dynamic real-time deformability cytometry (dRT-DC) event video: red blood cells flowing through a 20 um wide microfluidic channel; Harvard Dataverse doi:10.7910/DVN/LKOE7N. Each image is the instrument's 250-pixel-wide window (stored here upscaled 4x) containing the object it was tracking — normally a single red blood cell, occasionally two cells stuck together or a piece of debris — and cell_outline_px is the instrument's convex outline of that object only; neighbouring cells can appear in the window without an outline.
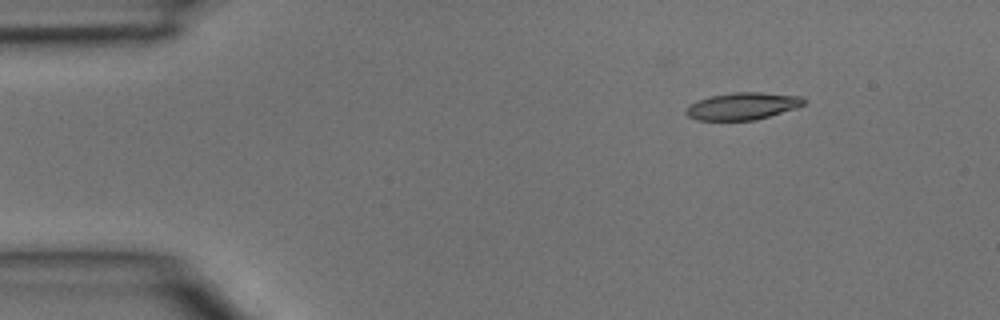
{"species": "common noctule bat (a hibernating species)", "species_latin": "Nyctalus noctula", "temperature_condition": "room temperature", "stored_images_in_passage": 2, "camera_frame_rate_fps": 3000, "um_per_image_px": 0.085, "animal": {"sex": "male", "body_mass_g": 15.6}, "frame": {"image": 1, "passage_image": 1, "time_ms": 0.0, "image_size_px": [1000, 320], "cell_outline_px": [[804, 104], [796, 108], [756, 120], [696, 120], [688, 116], [684, 112], [684, 108], [688, 104], [696, 100], [712, 96], [736, 92], [760, 92], [800, 96], [804, 100]], "centroid_in_image_um": [63.06, 9.02], "position_along_channel_um": 21.9, "area_um2": 18.67}}